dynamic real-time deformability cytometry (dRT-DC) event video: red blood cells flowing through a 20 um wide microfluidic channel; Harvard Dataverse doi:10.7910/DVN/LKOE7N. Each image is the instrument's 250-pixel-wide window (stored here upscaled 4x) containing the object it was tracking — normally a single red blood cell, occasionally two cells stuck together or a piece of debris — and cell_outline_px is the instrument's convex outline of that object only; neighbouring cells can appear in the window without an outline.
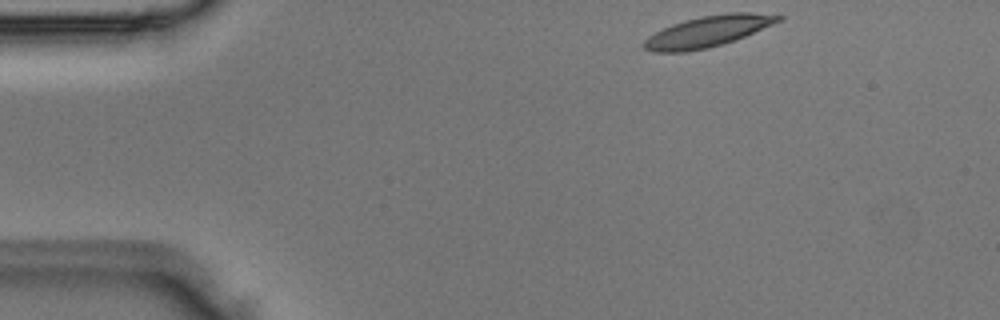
{"species": "Egyptian fruit bat (a non-hibernating species)", "species_latin": "Rousettus aegyptiacus", "temperature_condition": "room temperature", "stored_images_in_passage": 4, "camera_frame_rate_fps": 3000, "um_per_image_px": 0.085, "animal": {"sex": "male"}, "frame": {"image": 1, "passage_image": 1, "time_ms": 0.0, "image_size_px": [1000, 320], "cell_outline_px": [[784, 16], [780, 20], [772, 24], [744, 36], [708, 48], [684, 52], [652, 52], [644, 48], [644, 40], [648, 36], [672, 24], [684, 20], [700, 16], [728, 12], [752, 12]], "centroid_in_image_um": [60.13, 2.66], "position_along_channel_um": 24.9, "area_um2": 23.93}}
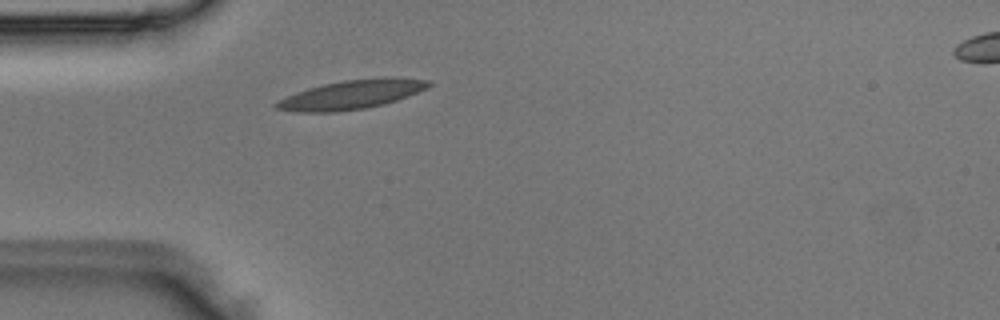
{"frame": {"image": 2, "passage_image": 3, "time_ms": 0.667, "image_size_px": [1000, 320], "cell_outline_px": [[432, 84], [428, 88], [408, 96], [384, 104], [364, 108], [332, 112], [296, 112], [276, 108], [272, 104], [276, 100], [296, 92], [308, 88], [324, 84], [344, 80], [384, 76], [396, 76], [432, 80]], "centroid_in_image_um": [29.92, 8.01], "position_along_channel_um": 55.1, "area_um2": 26.13}}